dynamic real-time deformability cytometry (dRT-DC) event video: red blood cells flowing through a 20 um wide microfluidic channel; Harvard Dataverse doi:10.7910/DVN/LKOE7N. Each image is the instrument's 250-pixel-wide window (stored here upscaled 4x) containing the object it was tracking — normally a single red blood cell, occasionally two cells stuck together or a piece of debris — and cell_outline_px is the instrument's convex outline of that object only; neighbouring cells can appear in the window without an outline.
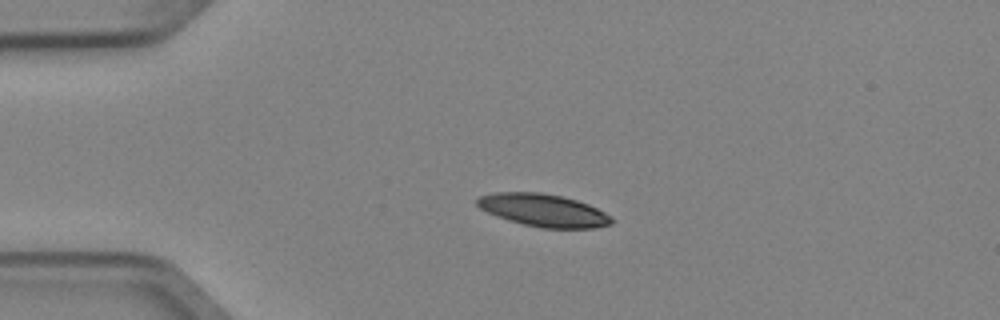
{"species": "Egyptian fruit bat (a non-hibernating species)", "species_latin": "Rousettus aegyptiacus", "temperature_condition": "cold", "stored_images_in_passage": 3, "camera_frame_rate_fps": 3000, "um_per_image_px": 0.085, "animal": {"sex": "female"}, "frame": {"image": 1, "passage_image": 2, "time_ms": 0.333, "image_size_px": [1000, 320], "cell_outline_px": [[612, 224], [592, 228], [540, 228], [508, 220], [496, 216], [480, 208], [476, 204], [476, 200], [480, 196], [496, 192], [540, 192], [560, 196], [576, 200], [588, 204], [612, 216]], "centroid_in_image_um": [46.18, 17.87], "position_along_channel_um": 38.8, "area_um2": 25.43}}